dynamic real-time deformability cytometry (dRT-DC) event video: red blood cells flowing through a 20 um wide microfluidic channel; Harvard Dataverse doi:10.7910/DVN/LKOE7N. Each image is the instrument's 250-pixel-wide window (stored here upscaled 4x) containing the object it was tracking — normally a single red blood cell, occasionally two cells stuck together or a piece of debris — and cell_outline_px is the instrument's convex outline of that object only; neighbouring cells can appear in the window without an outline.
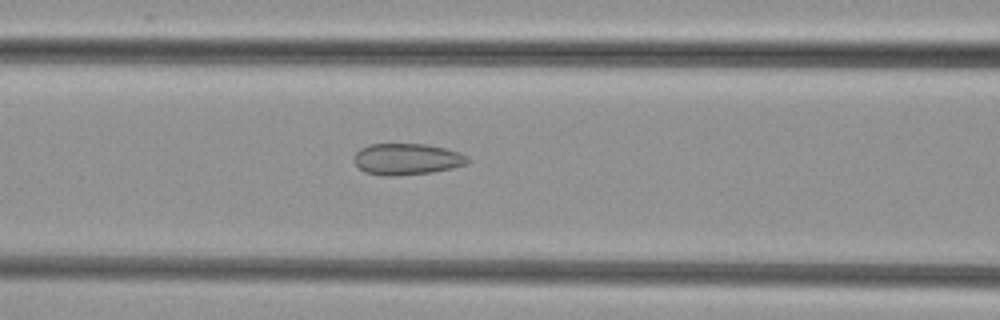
{"species": "common noctule bat (a hibernating species)", "species_latin": "Nyctalus noctula", "temperature_condition": "cold", "stored_images_in_passage": 28, "camera_frame_rate_fps": 3000, "um_per_image_px": 0.085, "animal": {"sex": "female", "body_mass_g": 29.2, "forearm_length_mm": 56.3}, "frame": {"image": 1, "passage_image": 14, "time_ms": 4.333, "image_size_px": [1000, 320], "cell_outline_px": [[468, 160], [464, 164], [452, 168], [432, 172], [396, 176], [384, 176], [368, 172], [360, 168], [352, 160], [356, 152], [360, 148], [368, 144], [428, 144], [460, 152], [468, 156]], "centroid_in_image_um": [34.56, 13.52], "position_along_channel_um": 132.0, "area_um2": 20.75}}
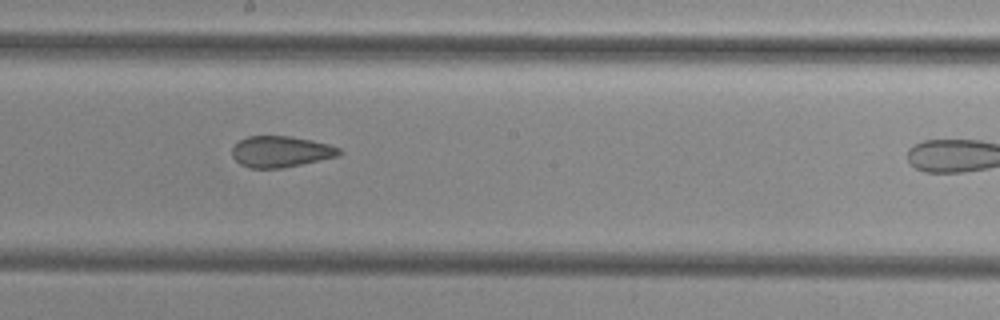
{"frame": {"image": 2, "passage_image": 21, "time_ms": 6.667, "image_size_px": [1000, 320], "cell_outline_px": [[344, 152], [340, 156], [280, 168], [252, 168], [240, 164], [232, 156], [232, 148], [240, 140], [248, 136], [288, 136], [312, 140], [328, 144], [340, 148]], "centroid_in_image_um": [23.89, 12.88], "position_along_channel_um": 224.3, "area_um2": 19.36}}
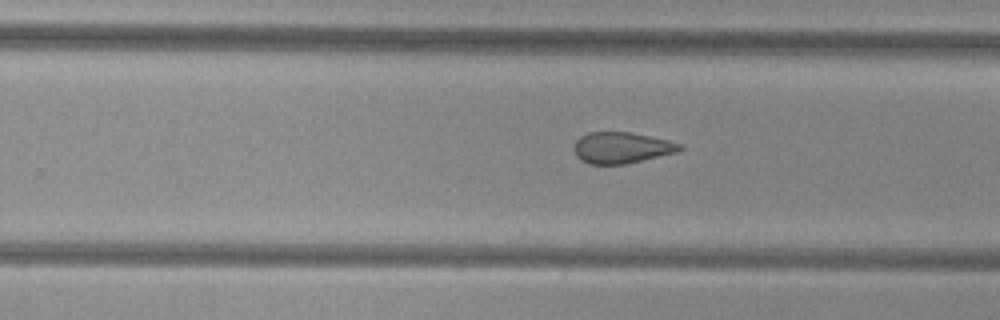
{"frame": {"image": 3, "passage_image": 25, "time_ms": 8.0, "image_size_px": [1000, 320], "cell_outline_px": [[684, 148], [676, 152], [628, 164], [588, 164], [580, 160], [576, 156], [572, 148], [576, 140], [580, 136], [588, 132], [628, 132], [668, 140], [680, 144]], "centroid_in_image_um": [52.78, 12.56], "position_along_channel_um": 277.0, "area_um2": 19.31}}